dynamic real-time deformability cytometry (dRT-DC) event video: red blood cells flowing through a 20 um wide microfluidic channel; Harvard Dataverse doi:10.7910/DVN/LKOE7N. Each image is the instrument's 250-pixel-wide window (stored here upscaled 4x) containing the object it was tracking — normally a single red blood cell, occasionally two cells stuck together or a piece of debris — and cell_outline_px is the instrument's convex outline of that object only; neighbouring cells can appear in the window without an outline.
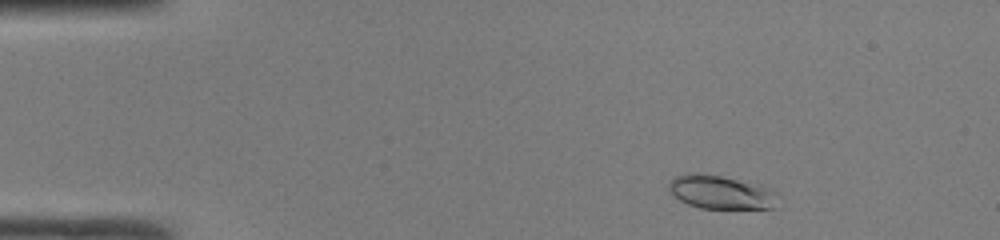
{"species": "common noctule bat (a hibernating species)", "species_latin": "Nyctalus noctula", "temperature_condition": "room temperature", "stored_images_in_passage": 45, "camera_frame_rate_fps": 3000, "um_per_image_px": 0.085, "animal": {"sex": "male", "body_mass_g": 19.0, "forearm_length_mm": 50.8}, "frame": {"image": 1, "passage_image": 4, "time_ms": 1.0, "image_size_px": [1000, 240], "cell_outline_px": [[776, 208], [700, 208], [688, 204], [680, 200], [668, 188], [668, 184], [676, 176], [688, 172], [696, 172], [720, 176], [760, 184], [768, 188], [772, 192]], "centroid_in_image_um": [61.21, 16.32], "position_along_channel_um": 23.8, "area_um2": 20.92}}
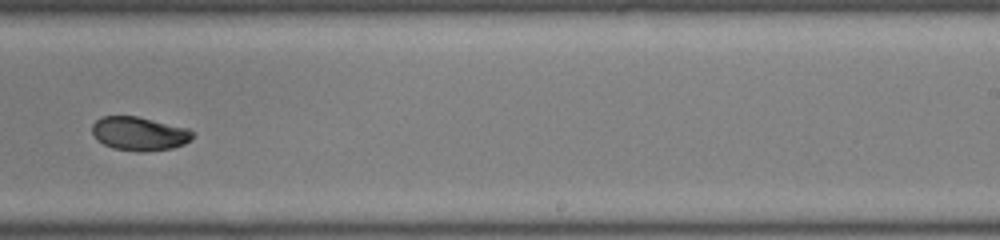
{"frame": {"image": 2, "passage_image": 28, "time_ms": 9.0, "image_size_px": [1000, 240], "cell_outline_px": [[196, 132], [184, 144], [172, 148], [144, 152], [136, 152], [112, 148], [96, 140], [92, 132], [92, 124], [100, 116], [136, 116], [188, 128]], "centroid_in_image_um": [11.81, 11.36], "position_along_channel_um": 277.2, "area_um2": 19.88}}
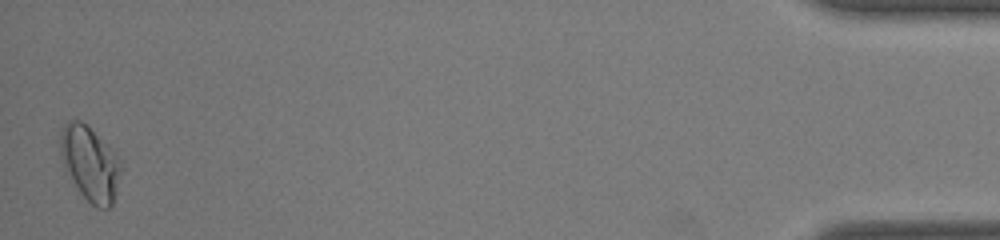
{"frame": {"image": 3, "passage_image": 45, "time_ms": 14.667, "image_size_px": [1000, 240], "cell_outline_px": [[120, 172], [112, 204], [108, 208], [96, 208], [80, 192], [64, 168], [60, 156], [60, 136], [64, 124], [68, 120], [80, 120], [108, 144], [120, 156]], "centroid_in_image_um": [7.64, 13.87], "position_along_channel_um": 427.6, "area_um2": 26.07}, "authors_computed_cell_mechanics": {"area_um2": 20.3456, "velocity_mm_per_s": 4.1905, "shape_relaxation_time_tau1_ms": 6.5491, "shape_relaxation_time_tau2_ms": 1.581, "deformation_change_tau1": 0.1592, "deformation_change_tau2": 0.0439}}